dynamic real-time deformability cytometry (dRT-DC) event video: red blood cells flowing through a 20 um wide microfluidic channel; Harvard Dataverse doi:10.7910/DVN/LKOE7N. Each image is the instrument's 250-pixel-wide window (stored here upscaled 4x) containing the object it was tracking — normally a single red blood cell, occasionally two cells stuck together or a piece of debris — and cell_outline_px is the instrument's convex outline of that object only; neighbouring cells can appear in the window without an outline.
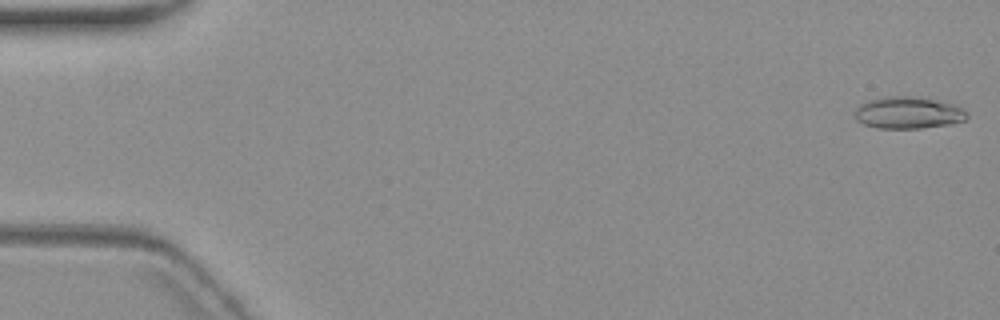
{"species": "common noctule bat (a hibernating species)", "species_latin": "Nyctalus noctula", "temperature_condition": "warm", "stored_images_in_passage": 6, "camera_frame_rate_fps": 3000, "um_per_image_px": 0.085, "animal": {"sex": "female", "body_mass_g": 19.3, "forearm_length_mm": 54.1}, "frame": {"image": 1, "passage_image": 1, "time_ms": 0.0, "image_size_px": [1000, 320], "cell_outline_px": [[968, 116], [964, 120], [948, 124], [920, 128], [876, 128], [864, 124], [856, 120], [856, 108], [860, 104], [868, 100], [888, 96], [908, 96], [932, 100], [964, 108], [968, 112]], "centroid_in_image_um": [77.16, 9.59], "position_along_channel_um": 7.8, "area_um2": 20.46}}
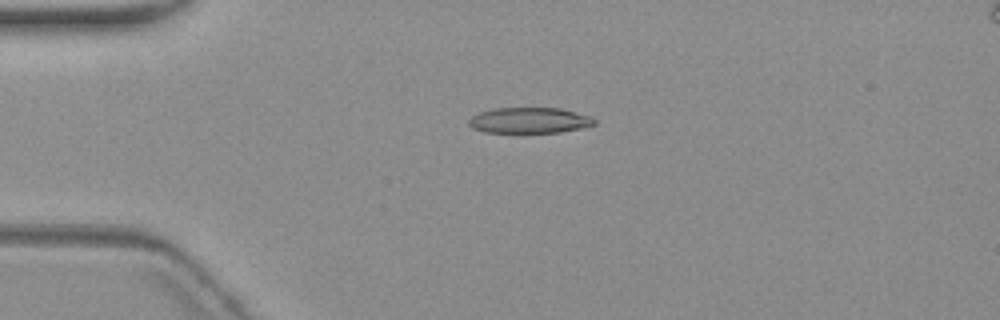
{"frame": {"image": 2, "passage_image": 4, "time_ms": 4.333, "image_size_px": [1000, 320], "cell_outline_px": [[596, 124], [580, 128], [560, 132], [484, 132], [472, 128], [468, 124], [468, 120], [472, 116], [480, 112], [492, 108], [560, 108], [592, 116], [596, 120]], "centroid_in_image_um": [45.0, 10.22], "position_along_channel_um": 40.0, "area_um2": 18.84}}
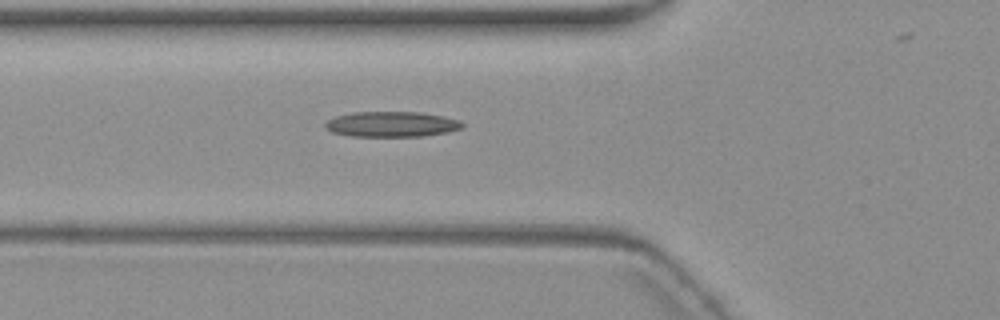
{"frame": {"image": 3, "passage_image": 6, "time_ms": 6.667, "image_size_px": [1000, 320], "cell_outline_px": [[464, 128], [448, 132], [420, 136], [352, 136], [332, 132], [324, 128], [324, 124], [328, 120], [336, 116], [352, 112], [420, 112], [444, 116], [460, 120], [464, 124]], "centroid_in_image_um": [33.31, 10.55], "position_along_channel_um": 92.5, "area_um2": 20.35}}